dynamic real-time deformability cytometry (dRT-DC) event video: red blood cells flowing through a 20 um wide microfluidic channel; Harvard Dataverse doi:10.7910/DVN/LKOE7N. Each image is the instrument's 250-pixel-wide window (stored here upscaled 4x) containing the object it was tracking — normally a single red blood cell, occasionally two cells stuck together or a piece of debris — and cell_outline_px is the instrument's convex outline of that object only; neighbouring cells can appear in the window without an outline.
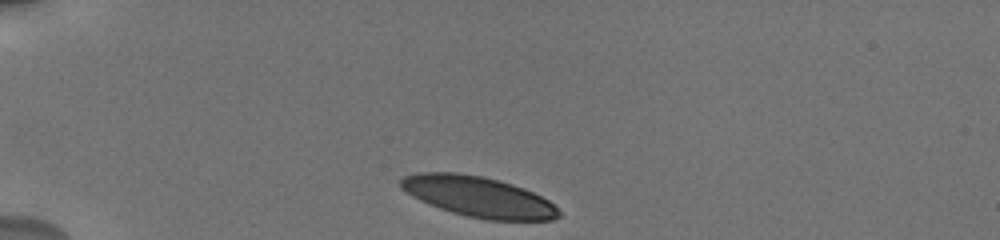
{"species": "human", "species_latin": "Homo sapiens", "temperature_condition": "cold", "stored_images_in_passage": 6, "camera_frame_rate_fps": 3000, "um_per_image_px": 0.085, "donor": {"sex": "male"}, "frame": {"image": 1, "passage_image": 1, "time_ms": 0.0, "image_size_px": [1000, 240], "cell_outline_px": [[560, 216], [552, 220], [488, 220], [468, 216], [452, 212], [428, 204], [412, 196], [400, 188], [400, 180], [404, 176], [416, 172], [456, 172], [484, 176], [512, 184], [524, 188], [548, 200], [560, 212]], "centroid_in_image_um": [40.63, 16.71], "position_along_channel_um": 44.4, "area_um2": 37.22}}
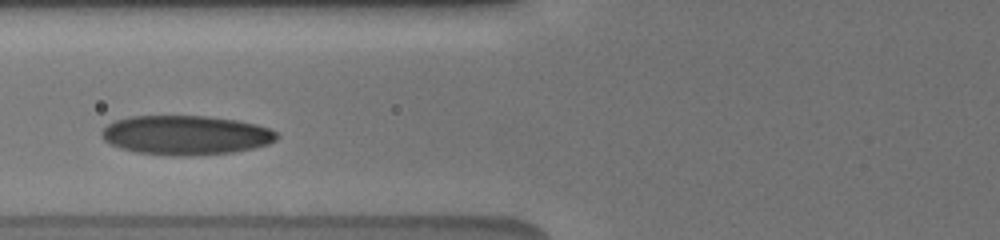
{"frame": {"image": 2, "passage_image": 5, "time_ms": 3.0, "image_size_px": [1000, 240], "cell_outline_px": [[280, 136], [276, 140], [268, 144], [252, 148], [232, 152], [184, 156], [172, 156], [136, 152], [120, 148], [104, 140], [100, 136], [100, 132], [108, 124], [116, 120], [128, 116], [208, 116], [236, 120], [256, 124], [272, 128]], "centroid_in_image_um": [15.79, 11.48], "position_along_channel_um": 110.0, "area_um2": 40.29}}